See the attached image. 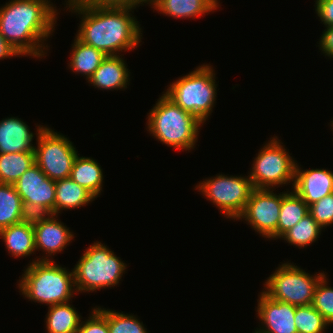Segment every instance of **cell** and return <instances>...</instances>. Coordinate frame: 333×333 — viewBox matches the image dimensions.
Listing matches in <instances>:
<instances>
[{"label": "cell", "instance_id": "6da1fadb", "mask_svg": "<svg viewBox=\"0 0 333 333\" xmlns=\"http://www.w3.org/2000/svg\"><path fill=\"white\" fill-rule=\"evenodd\" d=\"M68 9L82 17L75 36L106 56L134 50L142 42V28L132 15L136 7L71 4Z\"/></svg>", "mask_w": 333, "mask_h": 333}, {"label": "cell", "instance_id": "7a4b0ae2", "mask_svg": "<svg viewBox=\"0 0 333 333\" xmlns=\"http://www.w3.org/2000/svg\"><path fill=\"white\" fill-rule=\"evenodd\" d=\"M57 17L41 0H9L0 7V34L21 56L42 58L49 50L44 43L53 35Z\"/></svg>", "mask_w": 333, "mask_h": 333}, {"label": "cell", "instance_id": "3957f363", "mask_svg": "<svg viewBox=\"0 0 333 333\" xmlns=\"http://www.w3.org/2000/svg\"><path fill=\"white\" fill-rule=\"evenodd\" d=\"M54 260L33 259L19 277L18 288L24 298L52 306L72 301L77 293L73 270L68 271Z\"/></svg>", "mask_w": 333, "mask_h": 333}, {"label": "cell", "instance_id": "277c9868", "mask_svg": "<svg viewBox=\"0 0 333 333\" xmlns=\"http://www.w3.org/2000/svg\"><path fill=\"white\" fill-rule=\"evenodd\" d=\"M147 116V131L162 144L188 152L195 148L203 123L164 93Z\"/></svg>", "mask_w": 333, "mask_h": 333}, {"label": "cell", "instance_id": "5b68a950", "mask_svg": "<svg viewBox=\"0 0 333 333\" xmlns=\"http://www.w3.org/2000/svg\"><path fill=\"white\" fill-rule=\"evenodd\" d=\"M214 72L210 64L199 65L195 70L170 83L163 93L204 124L213 112L217 97Z\"/></svg>", "mask_w": 333, "mask_h": 333}, {"label": "cell", "instance_id": "8992f818", "mask_svg": "<svg viewBox=\"0 0 333 333\" xmlns=\"http://www.w3.org/2000/svg\"><path fill=\"white\" fill-rule=\"evenodd\" d=\"M127 269L124 261L105 244L96 241L88 247L72 269L77 292H96L119 284Z\"/></svg>", "mask_w": 333, "mask_h": 333}, {"label": "cell", "instance_id": "52a82bcc", "mask_svg": "<svg viewBox=\"0 0 333 333\" xmlns=\"http://www.w3.org/2000/svg\"><path fill=\"white\" fill-rule=\"evenodd\" d=\"M324 275V271L311 275L293 263H281L265 281L262 292L280 302L308 306L312 304L317 284Z\"/></svg>", "mask_w": 333, "mask_h": 333}, {"label": "cell", "instance_id": "ba28073f", "mask_svg": "<svg viewBox=\"0 0 333 333\" xmlns=\"http://www.w3.org/2000/svg\"><path fill=\"white\" fill-rule=\"evenodd\" d=\"M280 141L277 136L271 137L254 158L248 173L254 188L274 189L291 182L293 185L297 161Z\"/></svg>", "mask_w": 333, "mask_h": 333}, {"label": "cell", "instance_id": "9c48e42d", "mask_svg": "<svg viewBox=\"0 0 333 333\" xmlns=\"http://www.w3.org/2000/svg\"><path fill=\"white\" fill-rule=\"evenodd\" d=\"M35 163L53 181L68 178L79 155L73 143L48 126L36 125Z\"/></svg>", "mask_w": 333, "mask_h": 333}, {"label": "cell", "instance_id": "30bf717a", "mask_svg": "<svg viewBox=\"0 0 333 333\" xmlns=\"http://www.w3.org/2000/svg\"><path fill=\"white\" fill-rule=\"evenodd\" d=\"M210 200L226 218L237 220L255 189L248 176L223 174L207 178L194 188Z\"/></svg>", "mask_w": 333, "mask_h": 333}, {"label": "cell", "instance_id": "8fae6325", "mask_svg": "<svg viewBox=\"0 0 333 333\" xmlns=\"http://www.w3.org/2000/svg\"><path fill=\"white\" fill-rule=\"evenodd\" d=\"M29 216L55 214L56 181L35 163L13 184Z\"/></svg>", "mask_w": 333, "mask_h": 333}, {"label": "cell", "instance_id": "7c38bea8", "mask_svg": "<svg viewBox=\"0 0 333 333\" xmlns=\"http://www.w3.org/2000/svg\"><path fill=\"white\" fill-rule=\"evenodd\" d=\"M273 189H254L243 213L237 220L244 219L255 232L264 238L276 240V230L281 210L282 192Z\"/></svg>", "mask_w": 333, "mask_h": 333}, {"label": "cell", "instance_id": "4fadbf2b", "mask_svg": "<svg viewBox=\"0 0 333 333\" xmlns=\"http://www.w3.org/2000/svg\"><path fill=\"white\" fill-rule=\"evenodd\" d=\"M57 217V214L32 215L35 249L46 254L38 261H52L51 256L62 252L74 240L73 232Z\"/></svg>", "mask_w": 333, "mask_h": 333}, {"label": "cell", "instance_id": "5bb4252c", "mask_svg": "<svg viewBox=\"0 0 333 333\" xmlns=\"http://www.w3.org/2000/svg\"><path fill=\"white\" fill-rule=\"evenodd\" d=\"M258 298L256 312L262 326L254 333H298L294 323L295 305L271 299L263 292Z\"/></svg>", "mask_w": 333, "mask_h": 333}, {"label": "cell", "instance_id": "9a60e30c", "mask_svg": "<svg viewBox=\"0 0 333 333\" xmlns=\"http://www.w3.org/2000/svg\"><path fill=\"white\" fill-rule=\"evenodd\" d=\"M291 189L310 206L333 193V172L324 168L303 170L296 163L294 183Z\"/></svg>", "mask_w": 333, "mask_h": 333}, {"label": "cell", "instance_id": "2e32d148", "mask_svg": "<svg viewBox=\"0 0 333 333\" xmlns=\"http://www.w3.org/2000/svg\"><path fill=\"white\" fill-rule=\"evenodd\" d=\"M120 56H106L87 82L100 90H125L130 83V70Z\"/></svg>", "mask_w": 333, "mask_h": 333}, {"label": "cell", "instance_id": "e0dca14e", "mask_svg": "<svg viewBox=\"0 0 333 333\" xmlns=\"http://www.w3.org/2000/svg\"><path fill=\"white\" fill-rule=\"evenodd\" d=\"M30 127L18 117H7L0 121V153L34 151V134Z\"/></svg>", "mask_w": 333, "mask_h": 333}, {"label": "cell", "instance_id": "ac0fdd59", "mask_svg": "<svg viewBox=\"0 0 333 333\" xmlns=\"http://www.w3.org/2000/svg\"><path fill=\"white\" fill-rule=\"evenodd\" d=\"M220 0H150L147 4L154 10L172 18H198L205 13L214 12Z\"/></svg>", "mask_w": 333, "mask_h": 333}, {"label": "cell", "instance_id": "d6986e66", "mask_svg": "<svg viewBox=\"0 0 333 333\" xmlns=\"http://www.w3.org/2000/svg\"><path fill=\"white\" fill-rule=\"evenodd\" d=\"M7 252L11 256L27 257L36 252L32 216L0 230Z\"/></svg>", "mask_w": 333, "mask_h": 333}, {"label": "cell", "instance_id": "ffe728a7", "mask_svg": "<svg viewBox=\"0 0 333 333\" xmlns=\"http://www.w3.org/2000/svg\"><path fill=\"white\" fill-rule=\"evenodd\" d=\"M70 178L78 185L84 187L96 199L100 197L103 187V169L100 164L93 158L77 156Z\"/></svg>", "mask_w": 333, "mask_h": 333}, {"label": "cell", "instance_id": "44dd1931", "mask_svg": "<svg viewBox=\"0 0 333 333\" xmlns=\"http://www.w3.org/2000/svg\"><path fill=\"white\" fill-rule=\"evenodd\" d=\"M95 197L70 177L56 181L55 214L88 205Z\"/></svg>", "mask_w": 333, "mask_h": 333}, {"label": "cell", "instance_id": "7402d4cb", "mask_svg": "<svg viewBox=\"0 0 333 333\" xmlns=\"http://www.w3.org/2000/svg\"><path fill=\"white\" fill-rule=\"evenodd\" d=\"M71 47L68 68L74 73L84 75L88 80L106 58V55L102 51L83 43L76 36Z\"/></svg>", "mask_w": 333, "mask_h": 333}, {"label": "cell", "instance_id": "603a6c76", "mask_svg": "<svg viewBox=\"0 0 333 333\" xmlns=\"http://www.w3.org/2000/svg\"><path fill=\"white\" fill-rule=\"evenodd\" d=\"M48 308L45 319L47 333H77L82 317L70 302Z\"/></svg>", "mask_w": 333, "mask_h": 333}, {"label": "cell", "instance_id": "cb8c5ba5", "mask_svg": "<svg viewBox=\"0 0 333 333\" xmlns=\"http://www.w3.org/2000/svg\"><path fill=\"white\" fill-rule=\"evenodd\" d=\"M29 217L15 187L0 183V230Z\"/></svg>", "mask_w": 333, "mask_h": 333}, {"label": "cell", "instance_id": "d4e9b609", "mask_svg": "<svg viewBox=\"0 0 333 333\" xmlns=\"http://www.w3.org/2000/svg\"><path fill=\"white\" fill-rule=\"evenodd\" d=\"M309 213V206L293 190L282 192L281 210L276 230L279 239Z\"/></svg>", "mask_w": 333, "mask_h": 333}, {"label": "cell", "instance_id": "484cf974", "mask_svg": "<svg viewBox=\"0 0 333 333\" xmlns=\"http://www.w3.org/2000/svg\"><path fill=\"white\" fill-rule=\"evenodd\" d=\"M34 164V151L0 153V183L13 185Z\"/></svg>", "mask_w": 333, "mask_h": 333}, {"label": "cell", "instance_id": "4316f807", "mask_svg": "<svg viewBox=\"0 0 333 333\" xmlns=\"http://www.w3.org/2000/svg\"><path fill=\"white\" fill-rule=\"evenodd\" d=\"M322 228L308 213L295 226L290 228L279 239L299 248H306L316 242L321 235Z\"/></svg>", "mask_w": 333, "mask_h": 333}, {"label": "cell", "instance_id": "83f0119b", "mask_svg": "<svg viewBox=\"0 0 333 333\" xmlns=\"http://www.w3.org/2000/svg\"><path fill=\"white\" fill-rule=\"evenodd\" d=\"M294 323L298 333H325L329 324L312 305L296 306Z\"/></svg>", "mask_w": 333, "mask_h": 333}, {"label": "cell", "instance_id": "f1b7e54d", "mask_svg": "<svg viewBox=\"0 0 333 333\" xmlns=\"http://www.w3.org/2000/svg\"><path fill=\"white\" fill-rule=\"evenodd\" d=\"M97 308L107 317L109 333H148L143 322H140L138 317L116 312L102 307Z\"/></svg>", "mask_w": 333, "mask_h": 333}, {"label": "cell", "instance_id": "f546056e", "mask_svg": "<svg viewBox=\"0 0 333 333\" xmlns=\"http://www.w3.org/2000/svg\"><path fill=\"white\" fill-rule=\"evenodd\" d=\"M327 274L317 284L312 306L318 310L329 325L333 324V287H329Z\"/></svg>", "mask_w": 333, "mask_h": 333}, {"label": "cell", "instance_id": "4dcf8cb0", "mask_svg": "<svg viewBox=\"0 0 333 333\" xmlns=\"http://www.w3.org/2000/svg\"><path fill=\"white\" fill-rule=\"evenodd\" d=\"M309 213L313 219L325 230L333 224V193L309 206Z\"/></svg>", "mask_w": 333, "mask_h": 333}, {"label": "cell", "instance_id": "1f68e13d", "mask_svg": "<svg viewBox=\"0 0 333 333\" xmlns=\"http://www.w3.org/2000/svg\"><path fill=\"white\" fill-rule=\"evenodd\" d=\"M89 319L81 321L77 333H109L107 317L95 306Z\"/></svg>", "mask_w": 333, "mask_h": 333}, {"label": "cell", "instance_id": "d6a6232c", "mask_svg": "<svg viewBox=\"0 0 333 333\" xmlns=\"http://www.w3.org/2000/svg\"><path fill=\"white\" fill-rule=\"evenodd\" d=\"M71 4L116 6V7H139L146 3L144 0H70Z\"/></svg>", "mask_w": 333, "mask_h": 333}, {"label": "cell", "instance_id": "836d02e7", "mask_svg": "<svg viewBox=\"0 0 333 333\" xmlns=\"http://www.w3.org/2000/svg\"><path fill=\"white\" fill-rule=\"evenodd\" d=\"M315 12L325 27L333 26V0H316Z\"/></svg>", "mask_w": 333, "mask_h": 333}, {"label": "cell", "instance_id": "e575fe53", "mask_svg": "<svg viewBox=\"0 0 333 333\" xmlns=\"http://www.w3.org/2000/svg\"><path fill=\"white\" fill-rule=\"evenodd\" d=\"M317 44L325 56L333 58V26L326 27Z\"/></svg>", "mask_w": 333, "mask_h": 333}, {"label": "cell", "instance_id": "d590c367", "mask_svg": "<svg viewBox=\"0 0 333 333\" xmlns=\"http://www.w3.org/2000/svg\"><path fill=\"white\" fill-rule=\"evenodd\" d=\"M20 57L21 55L9 44V42L0 34V60Z\"/></svg>", "mask_w": 333, "mask_h": 333}, {"label": "cell", "instance_id": "8d00e7d4", "mask_svg": "<svg viewBox=\"0 0 333 333\" xmlns=\"http://www.w3.org/2000/svg\"><path fill=\"white\" fill-rule=\"evenodd\" d=\"M41 1H43V2H45L47 5H49L57 14H59V12L57 11V9H56V6L55 5H53V3L50 1V0H41ZM66 8L68 9L69 8V6L71 5V2H70V0H68L67 2H66Z\"/></svg>", "mask_w": 333, "mask_h": 333}, {"label": "cell", "instance_id": "74e56055", "mask_svg": "<svg viewBox=\"0 0 333 333\" xmlns=\"http://www.w3.org/2000/svg\"><path fill=\"white\" fill-rule=\"evenodd\" d=\"M331 122V124H330V126L332 127V129H333V121H330ZM333 131V130H332Z\"/></svg>", "mask_w": 333, "mask_h": 333}]
</instances>
